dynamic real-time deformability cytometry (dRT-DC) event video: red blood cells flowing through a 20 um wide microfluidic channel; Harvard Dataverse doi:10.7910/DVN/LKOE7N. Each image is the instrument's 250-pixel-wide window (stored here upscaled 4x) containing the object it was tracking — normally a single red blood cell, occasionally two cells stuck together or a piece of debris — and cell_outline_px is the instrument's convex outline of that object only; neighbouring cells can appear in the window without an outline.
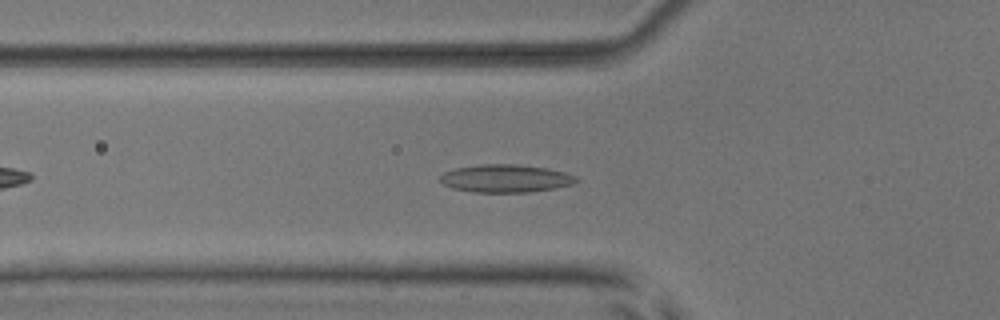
{"species": "common noctule bat (a hibernating species)", "species_latin": "Nyctalus noctula", "temperature_condition": "room temperature", "stored_images_in_passage": 43, "camera_frame_rate_fps": 3000, "um_per_image_px": 0.085, "animal": {"sex": "male", "body_mass_g": 17.9, "forearm_length_mm": 54.2}, "frame": {"image": 1, "passage_image": 9, "time_ms": 2.667, "image_size_px": [1000, 320], "cell_outline_px": [[580, 180], [572, 184], [556, 188], [528, 192], [472, 192], [452, 188], [444, 184], [440, 180], [440, 176], [444, 172], [456, 168], [480, 164], [516, 164], [548, 168], [564, 172], [576, 176]], "centroid_in_image_um": [42.99, 15.16], "position_along_channel_um": 82.8, "area_um2": 22.14}}
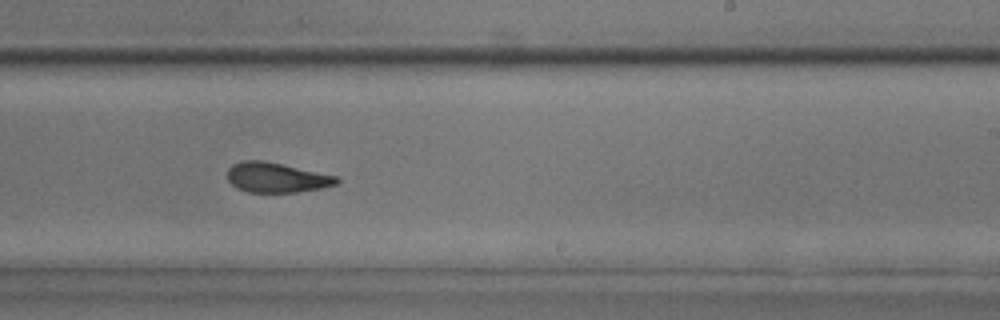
{"frame": {"image": 2, "passage_image": 23, "time_ms": 7.333, "image_size_px": [1000, 320], "cell_outline_px": [[340, 180], [336, 184], [324, 188], [296, 192], [248, 192], [236, 188], [228, 180], [228, 168], [232, 164], [240, 160], [264, 160], [336, 176]], "centroid_in_image_um": [23.47, 15.09], "position_along_channel_um": 265.5, "area_um2": 19.07}}
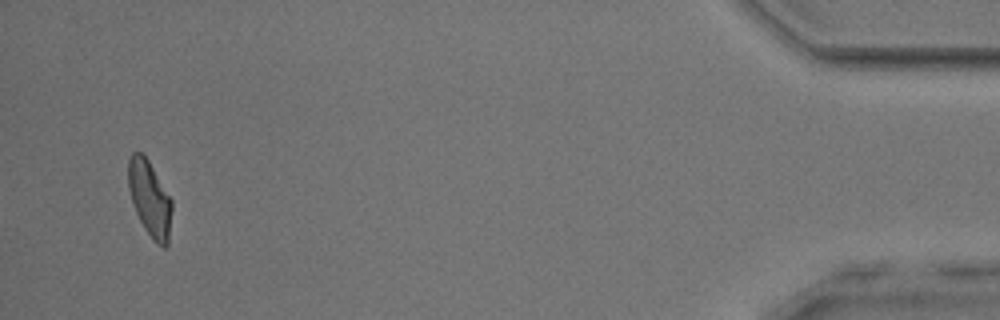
{"frame": {"image": 3, "passage_image": 41, "time_ms": 13.333, "image_size_px": [1000, 320], "cell_outline_px": [[172, 208], [168, 244], [164, 248], [156, 244], [152, 240], [144, 228], [136, 212], [128, 188], [128, 160], [132, 152], [140, 152], [148, 160], [172, 200]], "centroid_in_image_um": [12.73, 16.91], "position_along_channel_um": 422.5, "area_um2": 19.13}, "authors_computed_cell_mechanics": {"area_um2": 19.7098, "velocity_mm_per_s": 3.921, "shape_relaxation_time_tau1_ms": null, "shape_relaxation_time_tau2_ms": 2.7096, "deformation_change_tau1": null, "deformation_change_tau2": 0.0965}}